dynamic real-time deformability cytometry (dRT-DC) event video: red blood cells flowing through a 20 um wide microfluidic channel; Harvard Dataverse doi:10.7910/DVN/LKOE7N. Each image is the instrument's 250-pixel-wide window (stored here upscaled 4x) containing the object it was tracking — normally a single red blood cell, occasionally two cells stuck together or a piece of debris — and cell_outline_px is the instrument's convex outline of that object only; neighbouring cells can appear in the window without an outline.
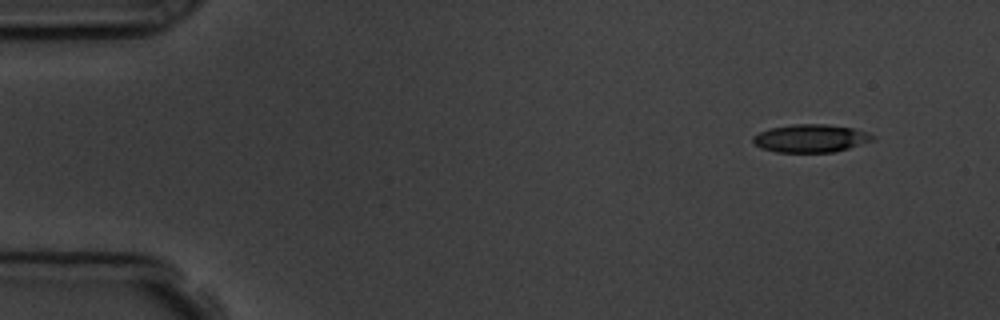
{"species": "common noctule bat (a hibernating species)", "species_latin": "Nyctalus noctula", "temperature_condition": "room temperature", "stored_images_in_passage": 4, "camera_frame_rate_fps": 3000, "um_per_image_px": 0.085, "animal": {"sex": "male", "body_mass_g": 19.5, "forearm_length_mm": 54.6}, "frame": {"image": 1, "passage_image": 1, "time_ms": 0.0, "image_size_px": [1000, 320], "cell_outline_px": [[876, 140], [848, 148], [832, 152], [776, 152], [760, 148], [752, 140], [752, 136], [768, 128], [792, 124], [824, 124], [852, 128], [876, 136]], "centroid_in_image_um": [68.89, 11.76], "position_along_channel_um": 16.1, "area_um2": 19.48}}
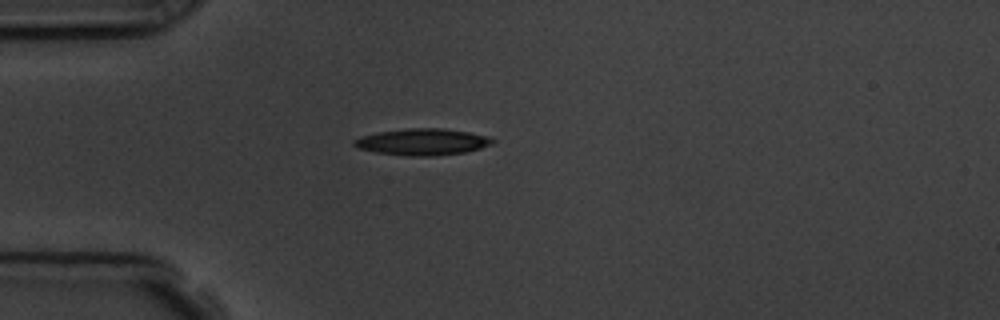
{"frame": {"image": 2, "passage_image": 4, "time_ms": 3.333, "image_size_px": [1000, 320], "cell_outline_px": [[496, 140], [492, 144], [480, 148], [464, 152], [436, 156], [408, 156], [376, 152], [356, 148], [352, 144], [352, 140], [360, 136], [380, 132], [408, 128], [440, 128], [468, 132], [488, 136]], "centroid_in_image_um": [35.88, 12.06], "position_along_channel_um": 49.1, "area_um2": 21.44}}